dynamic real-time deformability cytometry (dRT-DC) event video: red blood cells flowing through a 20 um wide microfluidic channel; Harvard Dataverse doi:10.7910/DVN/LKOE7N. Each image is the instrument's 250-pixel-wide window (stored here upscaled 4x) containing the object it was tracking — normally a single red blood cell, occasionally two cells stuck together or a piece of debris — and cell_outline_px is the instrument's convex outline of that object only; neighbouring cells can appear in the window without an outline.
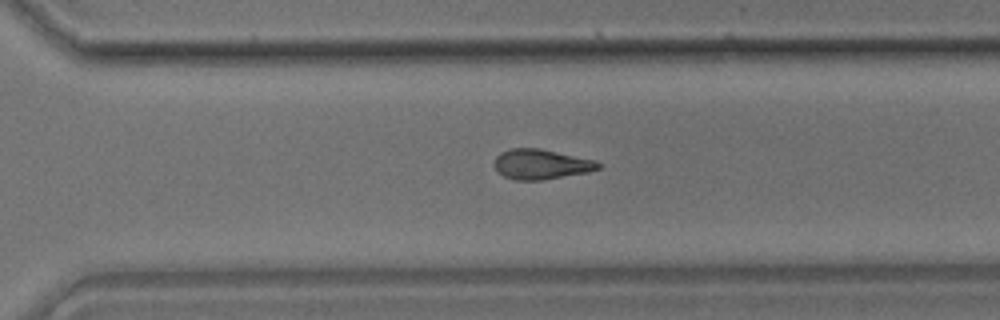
{"species": "common noctule bat (a hibernating species)", "species_latin": "Nyctalus noctula", "temperature_condition": "room temperature", "stored_images_in_passage": 30, "camera_frame_rate_fps": 3000, "um_per_image_px": 0.085, "animal": {"sex": "male", "body_mass_g": 17.9}, "frame": {"image": 1, "passage_image": 26, "time_ms": 8.333, "image_size_px": [1000, 320], "cell_outline_px": [[604, 164], [600, 168], [588, 172], [540, 180], [516, 180], [504, 176], [492, 164], [496, 156], [500, 152], [512, 148], [540, 148], [596, 160]], "centroid_in_image_um": [46.01, 13.95], "position_along_channel_um": 324.6, "area_um2": 18.26}}